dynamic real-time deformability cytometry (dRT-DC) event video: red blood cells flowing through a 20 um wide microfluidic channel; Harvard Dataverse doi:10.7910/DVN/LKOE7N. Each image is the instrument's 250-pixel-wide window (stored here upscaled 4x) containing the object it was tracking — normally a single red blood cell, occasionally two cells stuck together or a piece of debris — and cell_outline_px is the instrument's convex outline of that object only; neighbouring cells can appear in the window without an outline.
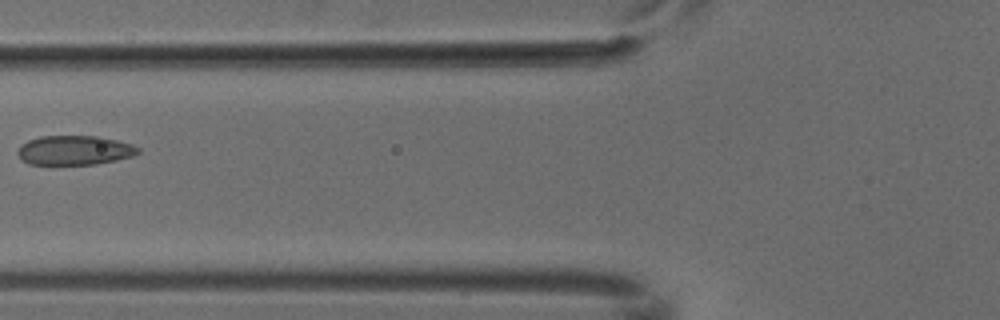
{"species": "common noctule bat (a hibernating species)", "species_latin": "Nyctalus noctula", "temperature_condition": "cold", "stored_images_in_passage": 7, "camera_frame_rate_fps": 3000, "um_per_image_px": 0.085, "animal": {"sex": "male", "body_mass_g": 18.8}, "frame": {"image": 1, "passage_image": 6, "time_ms": 1.667, "image_size_px": [1000, 320], "cell_outline_px": [[140, 152], [132, 156], [116, 160], [96, 164], [28, 164], [16, 152], [20, 144], [28, 140], [40, 136], [100, 136], [132, 144], [140, 148]], "centroid_in_image_um": [6.34, 12.76], "position_along_channel_um": 119.5, "area_um2": 20.63}}
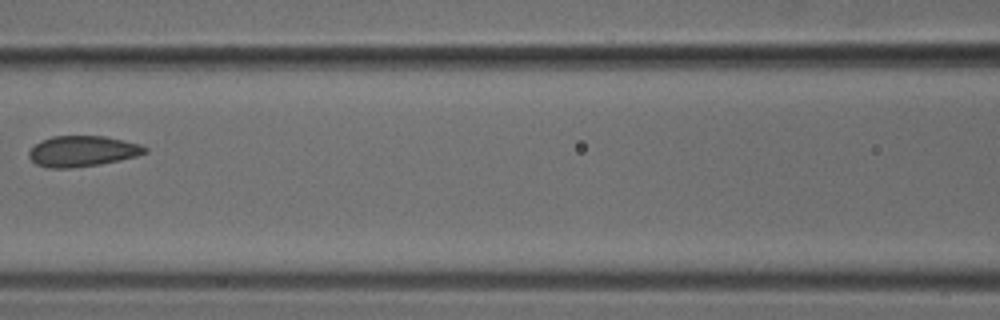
{"frame": {"image": 2, "passage_image": 7, "time_ms": 2.0, "image_size_px": [1000, 320], "cell_outline_px": [[148, 152], [136, 156], [120, 160], [100, 164], [72, 168], [48, 168], [36, 164], [28, 156], [28, 152], [40, 140], [52, 136], [104, 136], [124, 140], [140, 144], [148, 148]], "centroid_in_image_um": [7.01, 12.85], "position_along_channel_um": 159.6, "area_um2": 20.87}}